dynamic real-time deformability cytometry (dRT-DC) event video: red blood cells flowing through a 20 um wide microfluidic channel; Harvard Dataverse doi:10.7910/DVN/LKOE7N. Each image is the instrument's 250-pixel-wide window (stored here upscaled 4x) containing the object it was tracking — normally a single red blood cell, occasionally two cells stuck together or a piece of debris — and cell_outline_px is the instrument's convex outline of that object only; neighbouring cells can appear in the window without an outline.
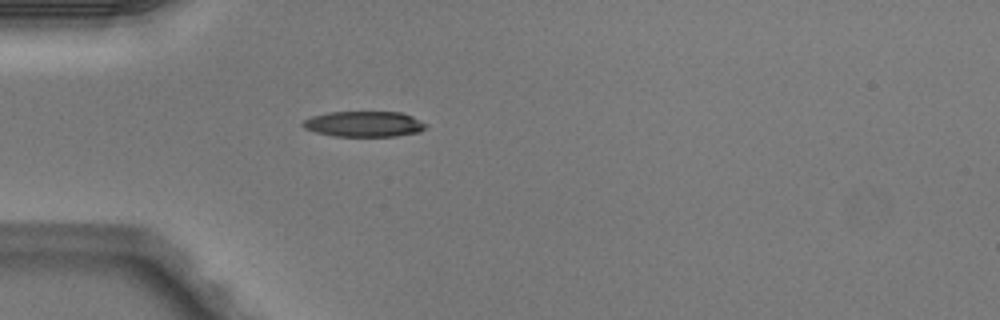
{"species": "Egyptian fruit bat (a non-hibernating species)", "species_latin": "Rousettus aegyptiacus", "temperature_condition": "warm", "stored_images_in_passage": 3, "camera_frame_rate_fps": 3000, "um_per_image_px": 0.085, "animal": {"sex": "male"}, "frame": {"image": 1, "passage_image": 3, "time_ms": 0.667, "image_size_px": [1000, 320], "cell_outline_px": [[428, 124], [420, 132], [396, 136], [332, 136], [316, 132], [304, 128], [300, 124], [304, 120], [312, 116], [328, 112], [400, 112], [412, 116]], "centroid_in_image_um": [30.94, 10.54], "position_along_channel_um": 54.1, "area_um2": 18.38}}